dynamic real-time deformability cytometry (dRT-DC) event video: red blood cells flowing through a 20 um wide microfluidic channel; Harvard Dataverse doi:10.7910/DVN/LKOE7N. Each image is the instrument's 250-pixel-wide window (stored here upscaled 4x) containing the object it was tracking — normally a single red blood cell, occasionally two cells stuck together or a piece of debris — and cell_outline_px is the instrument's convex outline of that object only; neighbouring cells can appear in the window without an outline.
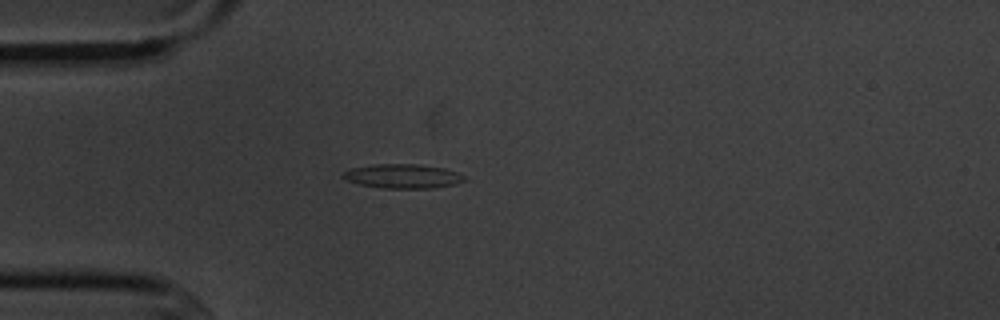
{"species": "common noctule bat (a hibernating species)", "species_latin": "Nyctalus noctula", "temperature_condition": "cold", "stored_images_in_passage": 3, "camera_frame_rate_fps": 3000, "um_per_image_px": 0.085, "animal": {"sex": "male", "body_mass_g": 20.1, "forearm_length_mm": 53.5}, "frame": {"image": 1, "passage_image": 3, "time_ms": 2.333, "image_size_px": [1000, 320], "cell_outline_px": [[464, 180], [452, 184], [432, 188], [384, 188], [360, 184], [344, 180], [340, 176], [344, 172], [352, 168], [376, 164], [416, 164], [444, 168], [456, 172], [464, 176]], "centroid_in_image_um": [34.18, 14.97], "position_along_channel_um": 50.8, "area_um2": 16.88}}